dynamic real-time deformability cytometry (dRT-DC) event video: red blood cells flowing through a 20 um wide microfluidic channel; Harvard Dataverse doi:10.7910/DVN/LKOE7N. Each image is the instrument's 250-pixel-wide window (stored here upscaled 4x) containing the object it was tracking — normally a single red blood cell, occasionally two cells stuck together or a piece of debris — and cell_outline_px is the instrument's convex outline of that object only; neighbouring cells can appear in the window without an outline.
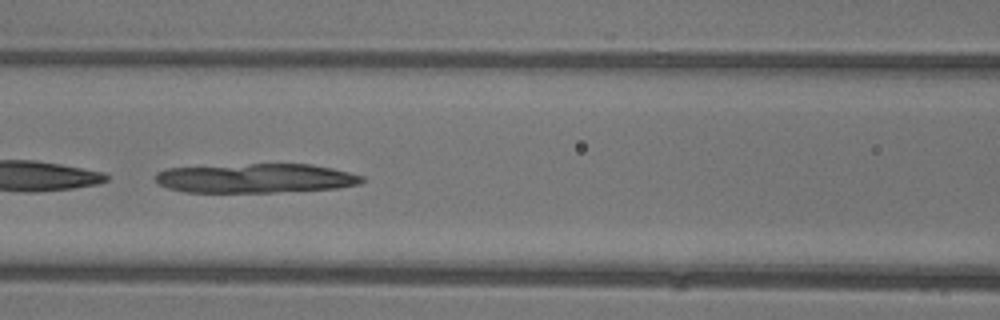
{"species": "common noctule bat (a hibernating species)", "species_latin": "Nyctalus noctula", "temperature_condition": "warm", "stored_images_in_passage": 46, "camera_frame_rate_fps": 3000, "um_per_image_px": 0.085, "animal": {"sex": "female"}, "frame": {"image": 1, "passage_image": 21, "time_ms": 6.667, "image_size_px": [1000, 320], "cell_outline_px": [[364, 180], [360, 184], [336, 188], [276, 192], [184, 192], [168, 188], [160, 184], [152, 176], [156, 172], [164, 168], [252, 164], [312, 164], [332, 168], [364, 176]], "centroid_in_image_um": [21.7, 15.15], "position_along_channel_um": 144.9, "area_um2": 35.37}}
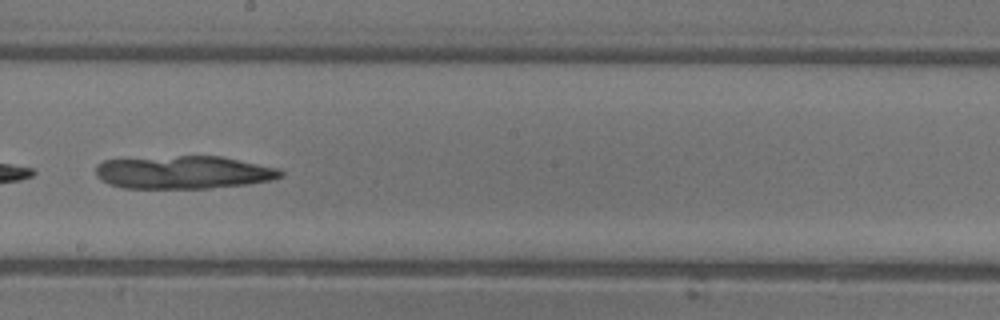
{"frame": {"image": 2, "passage_image": 27, "time_ms": 8.667, "image_size_px": [1000, 320], "cell_outline_px": [[284, 176], [272, 180], [248, 184], [208, 188], [124, 188], [108, 184], [100, 180], [96, 176], [96, 164], [104, 160], [180, 156], [224, 156], [280, 168], [284, 172]], "centroid_in_image_um": [15.64, 14.65], "position_along_channel_um": 232.6, "area_um2": 35.84}}
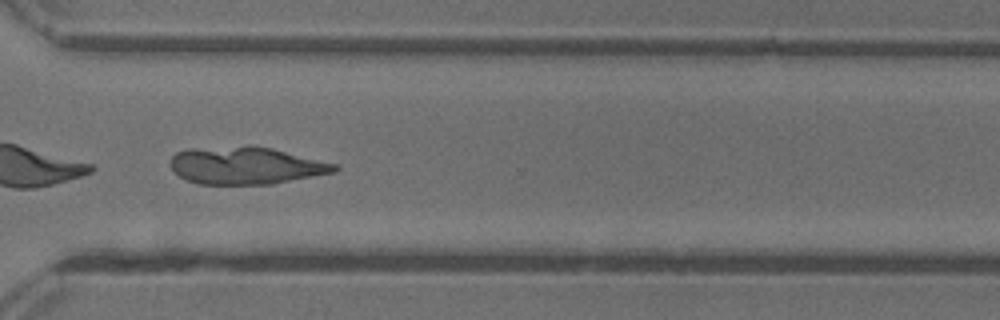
{"frame": {"image": 3, "passage_image": 35, "time_ms": 11.333, "image_size_px": [1000, 320], "cell_outline_px": [[340, 168], [336, 172], [272, 184], [200, 184], [188, 180], [180, 176], [172, 168], [172, 156], [176, 152], [188, 148], [248, 144], [252, 144], [272, 148], [336, 164]], "centroid_in_image_um": [20.91, 14.05], "position_along_channel_um": 349.7, "area_um2": 36.01}}